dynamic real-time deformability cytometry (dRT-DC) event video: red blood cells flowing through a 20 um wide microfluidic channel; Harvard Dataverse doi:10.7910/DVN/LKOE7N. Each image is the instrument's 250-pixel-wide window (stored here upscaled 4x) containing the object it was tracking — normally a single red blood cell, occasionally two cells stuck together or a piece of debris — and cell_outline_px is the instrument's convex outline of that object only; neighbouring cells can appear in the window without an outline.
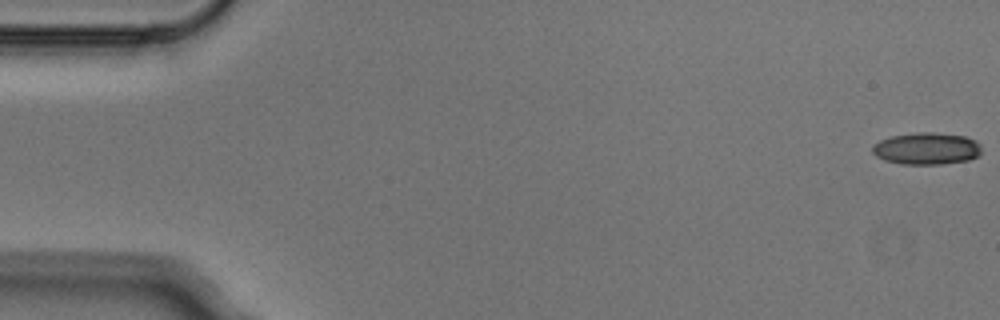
{"species": "Egyptian fruit bat (a non-hibernating species)", "species_latin": "Rousettus aegyptiacus", "temperature_condition": "cold", "stored_images_in_passage": 5, "camera_frame_rate_fps": 3000, "um_per_image_px": 0.085, "animal": {"sex": "male"}, "frame": {"image": 1, "passage_image": 1, "time_ms": 0.0, "image_size_px": [1000, 320], "cell_outline_px": [[980, 152], [976, 156], [968, 160], [940, 164], [900, 164], [884, 160], [876, 156], [872, 152], [872, 148], [880, 140], [892, 136], [916, 132], [932, 132], [964, 136], [976, 140], [980, 144]], "centroid_in_image_um": [78.75, 12.62], "position_along_channel_um": 6.3, "area_um2": 20.23}}
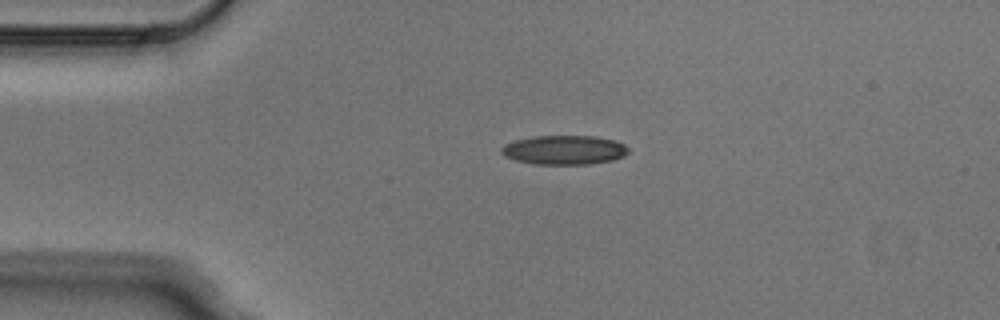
{"frame": {"image": 2, "passage_image": 4, "time_ms": 1.0, "image_size_px": [1000, 320], "cell_outline_px": [[628, 152], [624, 156], [612, 160], [588, 164], [532, 164], [516, 160], [504, 156], [500, 152], [500, 148], [504, 144], [516, 140], [536, 136], [596, 136], [616, 140], [624, 144], [628, 148]], "centroid_in_image_um": [47.95, 12.74], "position_along_channel_um": 37.0, "area_um2": 21.68}}